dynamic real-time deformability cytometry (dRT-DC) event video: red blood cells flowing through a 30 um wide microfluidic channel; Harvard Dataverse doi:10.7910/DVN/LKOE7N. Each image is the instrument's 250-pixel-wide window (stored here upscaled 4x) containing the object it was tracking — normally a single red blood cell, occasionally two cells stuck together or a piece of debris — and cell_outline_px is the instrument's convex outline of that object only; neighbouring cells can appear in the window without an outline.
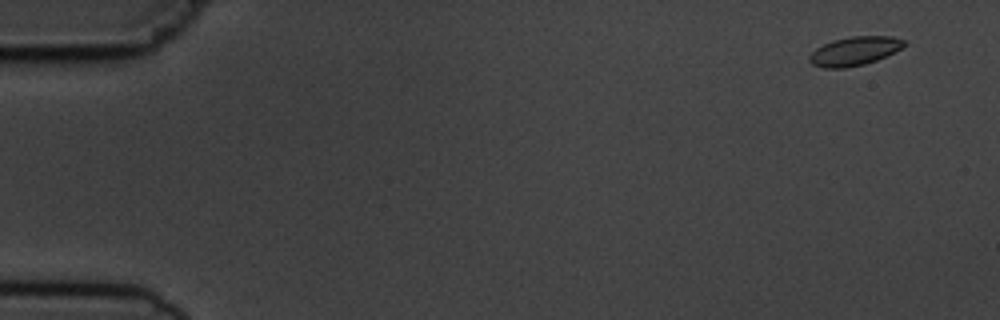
{"species": "common noctule bat (a hibernating species)", "species_latin": "Nyctalus noctula", "temperature_condition": "cold", "stored_images_in_passage": 6, "camera_frame_rate_fps": 3000, "um_per_image_px": 0.085, "animal": {"sex": "male", "body_mass_g": 19.5, "forearm_length_mm": 54.6}, "frame": {"image": 1, "passage_image": 1, "time_ms": 0.0, "image_size_px": [1000, 320], "cell_outline_px": [[908, 44], [876, 60], [864, 64], [844, 68], [824, 68], [812, 64], [808, 60], [808, 56], [816, 48], [832, 40], [852, 36], [892, 36], [904, 40]], "centroid_in_image_um": [72.6, 4.33], "position_along_channel_um": 12.4, "area_um2": 15.78}}
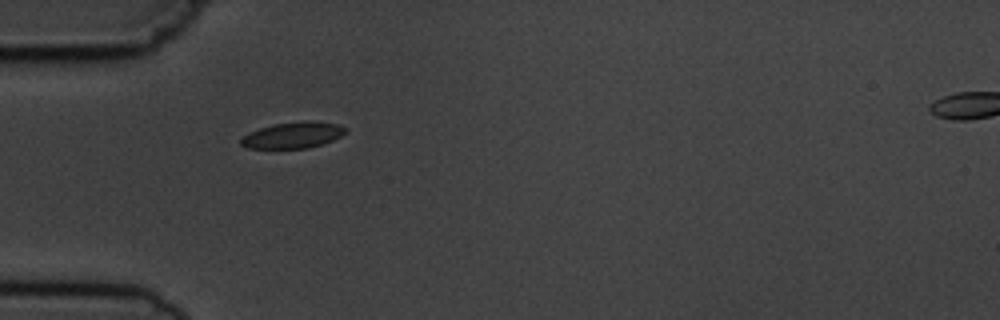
{"frame": {"image": 2, "passage_image": 5, "time_ms": 4.667, "image_size_px": [1000, 320], "cell_outline_px": [[348, 128], [340, 136], [324, 144], [308, 148], [248, 148], [240, 144], [240, 140], [244, 136], [260, 128], [272, 124], [304, 120], [312, 120], [336, 124]], "centroid_in_image_um": [24.92, 11.48], "position_along_channel_um": 60.1, "area_um2": 15.9}}
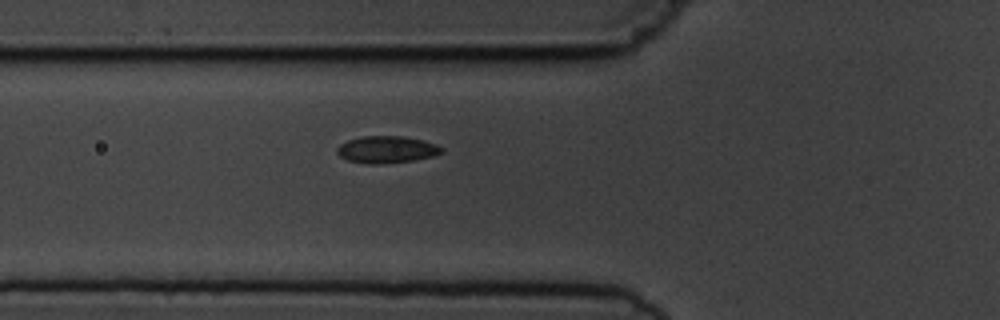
{"frame": {"image": 3, "passage_image": 6, "time_ms": 5.667, "image_size_px": [1000, 320], "cell_outline_px": [[444, 152], [436, 156], [416, 160], [380, 164], [368, 164], [348, 160], [340, 156], [336, 152], [336, 148], [340, 144], [348, 140], [364, 136], [404, 136], [424, 140], [436, 144], [444, 148]], "centroid_in_image_um": [32.92, 12.71], "position_along_channel_um": 92.9, "area_um2": 16.7}}